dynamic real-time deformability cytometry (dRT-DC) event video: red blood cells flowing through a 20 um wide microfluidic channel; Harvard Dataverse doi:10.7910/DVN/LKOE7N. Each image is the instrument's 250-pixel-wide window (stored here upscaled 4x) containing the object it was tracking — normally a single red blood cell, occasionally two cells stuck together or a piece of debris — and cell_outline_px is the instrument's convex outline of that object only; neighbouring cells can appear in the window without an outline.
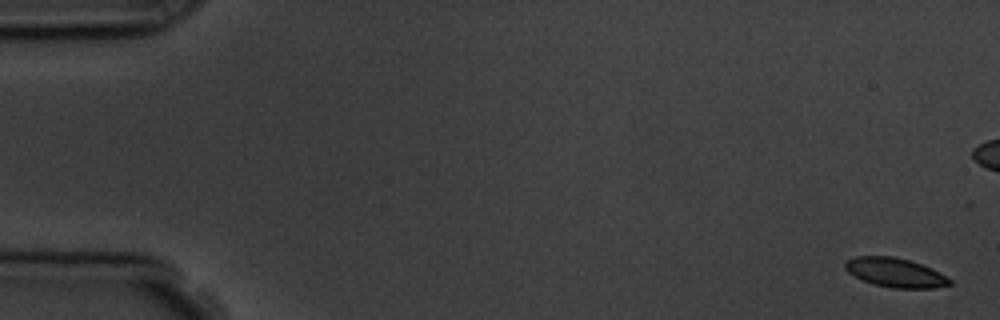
{"species": "common noctule bat (a hibernating species)", "species_latin": "Nyctalus noctula", "temperature_condition": "room temperature", "stored_images_in_passage": 9, "camera_frame_rate_fps": 3000, "um_per_image_px": 0.085, "animal": {"sex": "male", "body_mass_g": 19.5, "forearm_length_mm": 54.6}, "frame": {"image": 1, "passage_image": 1, "time_ms": 0.0, "image_size_px": [1000, 320], "cell_outline_px": [[952, 284], [932, 288], [892, 288], [872, 284], [848, 272], [844, 268], [844, 264], [848, 260], [856, 256], [892, 256], [908, 260], [932, 268], [940, 272], [952, 280]], "centroid_in_image_um": [76.11, 23.17], "position_along_channel_um": 8.9, "area_um2": 17.69}}